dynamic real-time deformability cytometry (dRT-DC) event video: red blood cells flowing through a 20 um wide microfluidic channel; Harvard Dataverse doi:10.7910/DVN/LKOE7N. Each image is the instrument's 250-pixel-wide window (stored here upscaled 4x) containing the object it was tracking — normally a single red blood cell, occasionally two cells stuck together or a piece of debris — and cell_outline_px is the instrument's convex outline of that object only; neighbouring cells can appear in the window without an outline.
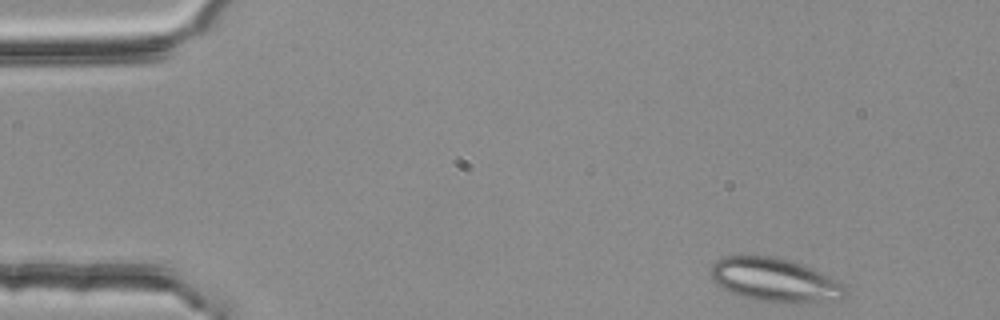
{"species": "common noctule bat (a hibernating species)", "species_latin": "Nyctalus noctula", "temperature_condition": "room temperature", "stored_images_in_passage": 3, "camera_frame_rate_fps": 3000, "um_per_image_px": 0.085, "animal": {"sex": "female", "body_mass_g": 25.1}, "frame": {"image": 1, "passage_image": 1, "time_ms": 0.0, "image_size_px": [1000, 320], "cell_outline_px": [[848, 292], [840, 300], [808, 304], [792, 304], [756, 300], [740, 296], [728, 292], [716, 284], [712, 280], [712, 264], [716, 260], [724, 256], [772, 256], [788, 260], [812, 268], [836, 280]], "centroid_in_image_um": [65.86, 23.84], "position_along_channel_um": 19.1, "area_um2": 34.51}}